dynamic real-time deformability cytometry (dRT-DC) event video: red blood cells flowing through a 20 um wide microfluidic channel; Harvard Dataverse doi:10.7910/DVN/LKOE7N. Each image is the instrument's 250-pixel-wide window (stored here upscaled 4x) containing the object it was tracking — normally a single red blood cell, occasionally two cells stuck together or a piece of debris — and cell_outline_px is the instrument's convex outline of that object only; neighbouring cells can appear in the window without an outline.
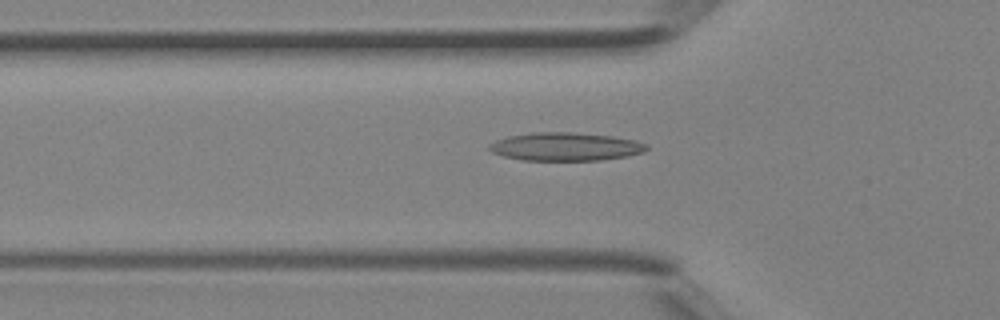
{"species": "Egyptian fruit bat (a non-hibernating species)", "species_latin": "Rousettus aegyptiacus", "temperature_condition": "room temperature", "stored_images_in_passage": 26, "camera_frame_rate_fps": 3000, "um_per_image_px": 0.085, "animal": {"sex": "female"}, "frame": {"image": 1, "passage_image": 2, "time_ms": 0.333, "image_size_px": [1000, 320], "cell_outline_px": [[648, 148], [644, 152], [628, 156], [600, 160], [520, 160], [504, 156], [492, 152], [488, 148], [488, 144], [496, 140], [508, 136], [532, 132], [572, 132], [612, 136], [632, 140], [648, 144]], "centroid_in_image_um": [48.05, 12.46], "position_along_channel_um": 77.8, "area_um2": 25.89}}
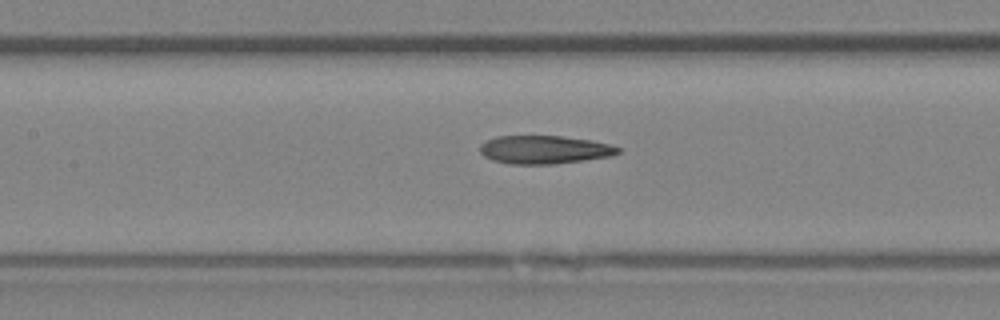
{"frame": {"image": 2, "passage_image": 7, "time_ms": 2.0, "image_size_px": [1000, 320], "cell_outline_px": [[620, 152], [612, 156], [584, 160], [552, 164], [508, 164], [492, 160], [484, 156], [480, 152], [480, 144], [496, 136], [560, 136], [592, 140], [608, 144], [620, 148]], "centroid_in_image_um": [46.26, 12.72], "position_along_channel_um": 161.1, "area_um2": 22.72}}
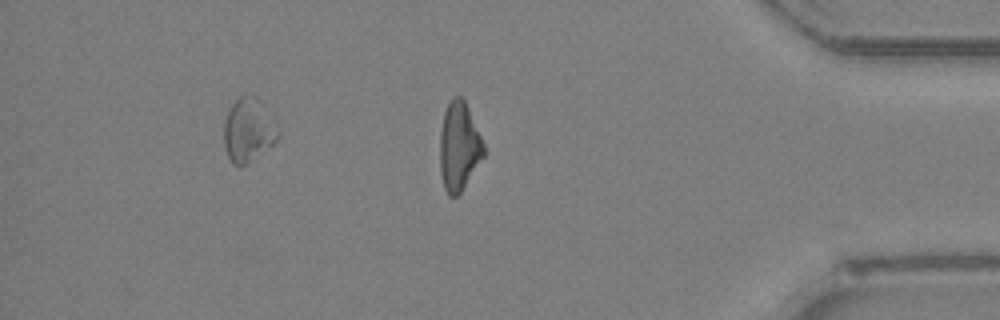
{"frame": {"image": 3, "passage_image": 23, "time_ms": 7.333, "image_size_px": [1000, 320], "cell_outline_px": [[484, 156], [460, 192], [456, 196], [448, 196], [444, 188], [440, 172], [440, 132], [444, 112], [452, 96], [460, 96], [464, 100], [468, 108], [484, 144]], "centroid_in_image_um": [39.0, 12.45], "position_along_channel_um": 396.2, "area_um2": 22.37}}